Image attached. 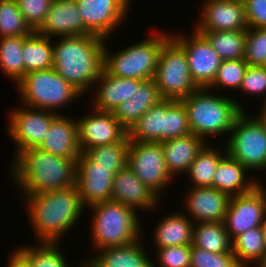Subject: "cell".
<instances>
[{"mask_svg":"<svg viewBox=\"0 0 266 267\" xmlns=\"http://www.w3.org/2000/svg\"><path fill=\"white\" fill-rule=\"evenodd\" d=\"M239 89L243 94L252 96L262 94L261 99L266 101V67L248 66Z\"/></svg>","mask_w":266,"mask_h":267,"instance_id":"obj_44","label":"cell"},{"mask_svg":"<svg viewBox=\"0 0 266 267\" xmlns=\"http://www.w3.org/2000/svg\"><path fill=\"white\" fill-rule=\"evenodd\" d=\"M188 188L183 206L194 223L224 221L231 198L229 194L212 187Z\"/></svg>","mask_w":266,"mask_h":267,"instance_id":"obj_18","label":"cell"},{"mask_svg":"<svg viewBox=\"0 0 266 267\" xmlns=\"http://www.w3.org/2000/svg\"><path fill=\"white\" fill-rule=\"evenodd\" d=\"M92 212L93 250L129 245L142 238L138 211L116 201H103L89 207ZM141 236V237H140Z\"/></svg>","mask_w":266,"mask_h":267,"instance_id":"obj_5","label":"cell"},{"mask_svg":"<svg viewBox=\"0 0 266 267\" xmlns=\"http://www.w3.org/2000/svg\"><path fill=\"white\" fill-rule=\"evenodd\" d=\"M127 165L159 199L172 183L173 177L166 167L164 150L160 142L130 141Z\"/></svg>","mask_w":266,"mask_h":267,"instance_id":"obj_10","label":"cell"},{"mask_svg":"<svg viewBox=\"0 0 266 267\" xmlns=\"http://www.w3.org/2000/svg\"><path fill=\"white\" fill-rule=\"evenodd\" d=\"M37 32L47 37L84 35L83 19L76 1L54 0Z\"/></svg>","mask_w":266,"mask_h":267,"instance_id":"obj_20","label":"cell"},{"mask_svg":"<svg viewBox=\"0 0 266 267\" xmlns=\"http://www.w3.org/2000/svg\"><path fill=\"white\" fill-rule=\"evenodd\" d=\"M153 80L163 99L182 100L198 89L184 49L171 36L160 50Z\"/></svg>","mask_w":266,"mask_h":267,"instance_id":"obj_9","label":"cell"},{"mask_svg":"<svg viewBox=\"0 0 266 267\" xmlns=\"http://www.w3.org/2000/svg\"><path fill=\"white\" fill-rule=\"evenodd\" d=\"M191 267H242L232 250L225 253H212L191 244Z\"/></svg>","mask_w":266,"mask_h":267,"instance_id":"obj_41","label":"cell"},{"mask_svg":"<svg viewBox=\"0 0 266 267\" xmlns=\"http://www.w3.org/2000/svg\"><path fill=\"white\" fill-rule=\"evenodd\" d=\"M75 1L83 19L84 35L92 34L106 40L124 22L131 7L129 0Z\"/></svg>","mask_w":266,"mask_h":267,"instance_id":"obj_14","label":"cell"},{"mask_svg":"<svg viewBox=\"0 0 266 267\" xmlns=\"http://www.w3.org/2000/svg\"><path fill=\"white\" fill-rule=\"evenodd\" d=\"M142 238L125 245L107 247L96 251V255L88 258L92 267H153L151 257L142 248ZM140 243V244H139Z\"/></svg>","mask_w":266,"mask_h":267,"instance_id":"obj_25","label":"cell"},{"mask_svg":"<svg viewBox=\"0 0 266 267\" xmlns=\"http://www.w3.org/2000/svg\"><path fill=\"white\" fill-rule=\"evenodd\" d=\"M247 172L249 171L239 161L226 154L217 166L213 179V188L230 196L248 193L259 185L260 181L252 177L251 179L246 178Z\"/></svg>","mask_w":266,"mask_h":267,"instance_id":"obj_26","label":"cell"},{"mask_svg":"<svg viewBox=\"0 0 266 267\" xmlns=\"http://www.w3.org/2000/svg\"><path fill=\"white\" fill-rule=\"evenodd\" d=\"M162 31L140 40L114 54L104 47L103 69L110 75L120 78L153 79L158 64L160 50L171 36Z\"/></svg>","mask_w":266,"mask_h":267,"instance_id":"obj_6","label":"cell"},{"mask_svg":"<svg viewBox=\"0 0 266 267\" xmlns=\"http://www.w3.org/2000/svg\"><path fill=\"white\" fill-rule=\"evenodd\" d=\"M81 264H82V267H92L86 260H85V262H83Z\"/></svg>","mask_w":266,"mask_h":267,"instance_id":"obj_50","label":"cell"},{"mask_svg":"<svg viewBox=\"0 0 266 267\" xmlns=\"http://www.w3.org/2000/svg\"><path fill=\"white\" fill-rule=\"evenodd\" d=\"M261 227H262V233H263L264 243H265V247H266V216L264 218V221H263Z\"/></svg>","mask_w":266,"mask_h":267,"instance_id":"obj_48","label":"cell"},{"mask_svg":"<svg viewBox=\"0 0 266 267\" xmlns=\"http://www.w3.org/2000/svg\"><path fill=\"white\" fill-rule=\"evenodd\" d=\"M111 200L136 211L139 208L148 211L149 209L155 210L153 208L160 206L158 205L160 199L139 180L128 165L114 175Z\"/></svg>","mask_w":266,"mask_h":267,"instance_id":"obj_19","label":"cell"},{"mask_svg":"<svg viewBox=\"0 0 266 267\" xmlns=\"http://www.w3.org/2000/svg\"><path fill=\"white\" fill-rule=\"evenodd\" d=\"M266 216V189L262 184L252 191L231 196L224 226L232 241L247 230L262 225Z\"/></svg>","mask_w":266,"mask_h":267,"instance_id":"obj_12","label":"cell"},{"mask_svg":"<svg viewBox=\"0 0 266 267\" xmlns=\"http://www.w3.org/2000/svg\"><path fill=\"white\" fill-rule=\"evenodd\" d=\"M17 249L29 260L31 267H69L59 243L37 242Z\"/></svg>","mask_w":266,"mask_h":267,"instance_id":"obj_36","label":"cell"},{"mask_svg":"<svg viewBox=\"0 0 266 267\" xmlns=\"http://www.w3.org/2000/svg\"><path fill=\"white\" fill-rule=\"evenodd\" d=\"M155 249L158 251L156 261L159 260V266L153 262V267H191V244Z\"/></svg>","mask_w":266,"mask_h":267,"instance_id":"obj_43","label":"cell"},{"mask_svg":"<svg viewBox=\"0 0 266 267\" xmlns=\"http://www.w3.org/2000/svg\"><path fill=\"white\" fill-rule=\"evenodd\" d=\"M207 142L194 134L161 142L169 174L173 178L178 174H186Z\"/></svg>","mask_w":266,"mask_h":267,"instance_id":"obj_24","label":"cell"},{"mask_svg":"<svg viewBox=\"0 0 266 267\" xmlns=\"http://www.w3.org/2000/svg\"><path fill=\"white\" fill-rule=\"evenodd\" d=\"M58 113L24 106L12 108L8 115V136L15 143V157L22 151L38 148Z\"/></svg>","mask_w":266,"mask_h":267,"instance_id":"obj_11","label":"cell"},{"mask_svg":"<svg viewBox=\"0 0 266 267\" xmlns=\"http://www.w3.org/2000/svg\"><path fill=\"white\" fill-rule=\"evenodd\" d=\"M113 178L112 167L99 166L81 152L76 160L75 185L85 208L111 200Z\"/></svg>","mask_w":266,"mask_h":267,"instance_id":"obj_15","label":"cell"},{"mask_svg":"<svg viewBox=\"0 0 266 267\" xmlns=\"http://www.w3.org/2000/svg\"><path fill=\"white\" fill-rule=\"evenodd\" d=\"M130 141L163 142V100L144 113L128 130Z\"/></svg>","mask_w":266,"mask_h":267,"instance_id":"obj_33","label":"cell"},{"mask_svg":"<svg viewBox=\"0 0 266 267\" xmlns=\"http://www.w3.org/2000/svg\"><path fill=\"white\" fill-rule=\"evenodd\" d=\"M190 134L184 103L181 100L163 99V142Z\"/></svg>","mask_w":266,"mask_h":267,"instance_id":"obj_35","label":"cell"},{"mask_svg":"<svg viewBox=\"0 0 266 267\" xmlns=\"http://www.w3.org/2000/svg\"><path fill=\"white\" fill-rule=\"evenodd\" d=\"M78 143L81 152L87 149L121 142L128 131L119 123L112 112L93 111L76 119Z\"/></svg>","mask_w":266,"mask_h":267,"instance_id":"obj_16","label":"cell"},{"mask_svg":"<svg viewBox=\"0 0 266 267\" xmlns=\"http://www.w3.org/2000/svg\"><path fill=\"white\" fill-rule=\"evenodd\" d=\"M208 145L210 144H206L199 152L186 173L190 177L188 178L191 180L190 183L192 182L190 187L213 188V179L217 166L227 152L226 148L224 153L220 152L217 147L213 148Z\"/></svg>","mask_w":266,"mask_h":267,"instance_id":"obj_29","label":"cell"},{"mask_svg":"<svg viewBox=\"0 0 266 267\" xmlns=\"http://www.w3.org/2000/svg\"><path fill=\"white\" fill-rule=\"evenodd\" d=\"M106 39L87 34L60 36L53 43V69L82 95L89 92L103 71Z\"/></svg>","mask_w":266,"mask_h":267,"instance_id":"obj_2","label":"cell"},{"mask_svg":"<svg viewBox=\"0 0 266 267\" xmlns=\"http://www.w3.org/2000/svg\"><path fill=\"white\" fill-rule=\"evenodd\" d=\"M23 198L38 242L59 243V239L77 224L85 209L76 185L62 190L25 194Z\"/></svg>","mask_w":266,"mask_h":267,"instance_id":"obj_1","label":"cell"},{"mask_svg":"<svg viewBox=\"0 0 266 267\" xmlns=\"http://www.w3.org/2000/svg\"><path fill=\"white\" fill-rule=\"evenodd\" d=\"M54 0H15L26 23L33 31H37L46 19Z\"/></svg>","mask_w":266,"mask_h":267,"instance_id":"obj_42","label":"cell"},{"mask_svg":"<svg viewBox=\"0 0 266 267\" xmlns=\"http://www.w3.org/2000/svg\"><path fill=\"white\" fill-rule=\"evenodd\" d=\"M142 79L120 78L108 74L104 69L94 82L97 89L93 96V108L101 112H113L122 102L130 99L137 91ZM96 85H98L97 88ZM100 86V87H99Z\"/></svg>","mask_w":266,"mask_h":267,"instance_id":"obj_21","label":"cell"},{"mask_svg":"<svg viewBox=\"0 0 266 267\" xmlns=\"http://www.w3.org/2000/svg\"><path fill=\"white\" fill-rule=\"evenodd\" d=\"M192 244L212 253L232 250V242L223 222L194 223Z\"/></svg>","mask_w":266,"mask_h":267,"instance_id":"obj_30","label":"cell"},{"mask_svg":"<svg viewBox=\"0 0 266 267\" xmlns=\"http://www.w3.org/2000/svg\"><path fill=\"white\" fill-rule=\"evenodd\" d=\"M210 91L208 88H198L181 100L187 111L191 134L205 141L209 136L229 135L235 120L245 111L238 101Z\"/></svg>","mask_w":266,"mask_h":267,"instance_id":"obj_4","label":"cell"},{"mask_svg":"<svg viewBox=\"0 0 266 267\" xmlns=\"http://www.w3.org/2000/svg\"><path fill=\"white\" fill-rule=\"evenodd\" d=\"M46 134L44 141L38 147L42 151L66 159H77L81 154L76 118L59 114L52 121Z\"/></svg>","mask_w":266,"mask_h":267,"instance_id":"obj_22","label":"cell"},{"mask_svg":"<svg viewBox=\"0 0 266 267\" xmlns=\"http://www.w3.org/2000/svg\"><path fill=\"white\" fill-rule=\"evenodd\" d=\"M243 111L235 120L226 141L229 156L249 172L266 169V123L257 115Z\"/></svg>","mask_w":266,"mask_h":267,"instance_id":"obj_8","label":"cell"},{"mask_svg":"<svg viewBox=\"0 0 266 267\" xmlns=\"http://www.w3.org/2000/svg\"><path fill=\"white\" fill-rule=\"evenodd\" d=\"M10 255L7 267H31L29 260L18 249Z\"/></svg>","mask_w":266,"mask_h":267,"instance_id":"obj_46","label":"cell"},{"mask_svg":"<svg viewBox=\"0 0 266 267\" xmlns=\"http://www.w3.org/2000/svg\"><path fill=\"white\" fill-rule=\"evenodd\" d=\"M248 66L266 64V28L248 27L243 58Z\"/></svg>","mask_w":266,"mask_h":267,"instance_id":"obj_40","label":"cell"},{"mask_svg":"<svg viewBox=\"0 0 266 267\" xmlns=\"http://www.w3.org/2000/svg\"><path fill=\"white\" fill-rule=\"evenodd\" d=\"M194 222L187 213H169L157 223L153 239L156 248L190 245L193 243Z\"/></svg>","mask_w":266,"mask_h":267,"instance_id":"obj_27","label":"cell"},{"mask_svg":"<svg viewBox=\"0 0 266 267\" xmlns=\"http://www.w3.org/2000/svg\"><path fill=\"white\" fill-rule=\"evenodd\" d=\"M256 267H266V252L264 253L262 259L256 264Z\"/></svg>","mask_w":266,"mask_h":267,"instance_id":"obj_49","label":"cell"},{"mask_svg":"<svg viewBox=\"0 0 266 267\" xmlns=\"http://www.w3.org/2000/svg\"><path fill=\"white\" fill-rule=\"evenodd\" d=\"M23 36L0 38V70L17 84L24 77Z\"/></svg>","mask_w":266,"mask_h":267,"instance_id":"obj_34","label":"cell"},{"mask_svg":"<svg viewBox=\"0 0 266 267\" xmlns=\"http://www.w3.org/2000/svg\"><path fill=\"white\" fill-rule=\"evenodd\" d=\"M171 34V37L184 49L192 80L198 88H208L222 63L221 57L212 48L208 40L200 33Z\"/></svg>","mask_w":266,"mask_h":267,"instance_id":"obj_13","label":"cell"},{"mask_svg":"<svg viewBox=\"0 0 266 267\" xmlns=\"http://www.w3.org/2000/svg\"><path fill=\"white\" fill-rule=\"evenodd\" d=\"M231 242L232 252L242 267H250V263L255 266L266 252L261 226L247 230Z\"/></svg>","mask_w":266,"mask_h":267,"instance_id":"obj_31","label":"cell"},{"mask_svg":"<svg viewBox=\"0 0 266 267\" xmlns=\"http://www.w3.org/2000/svg\"><path fill=\"white\" fill-rule=\"evenodd\" d=\"M247 67L248 64L244 59L223 60L208 89L212 90L214 88V90H217L220 87L239 89Z\"/></svg>","mask_w":266,"mask_h":267,"instance_id":"obj_39","label":"cell"},{"mask_svg":"<svg viewBox=\"0 0 266 267\" xmlns=\"http://www.w3.org/2000/svg\"><path fill=\"white\" fill-rule=\"evenodd\" d=\"M261 104L263 108L260 111L261 113H258V116L266 123V101H263Z\"/></svg>","mask_w":266,"mask_h":267,"instance_id":"obj_47","label":"cell"},{"mask_svg":"<svg viewBox=\"0 0 266 267\" xmlns=\"http://www.w3.org/2000/svg\"><path fill=\"white\" fill-rule=\"evenodd\" d=\"M248 27L266 28V0H245Z\"/></svg>","mask_w":266,"mask_h":267,"instance_id":"obj_45","label":"cell"},{"mask_svg":"<svg viewBox=\"0 0 266 267\" xmlns=\"http://www.w3.org/2000/svg\"><path fill=\"white\" fill-rule=\"evenodd\" d=\"M202 34L222 60L244 58L246 31H196Z\"/></svg>","mask_w":266,"mask_h":267,"instance_id":"obj_32","label":"cell"},{"mask_svg":"<svg viewBox=\"0 0 266 267\" xmlns=\"http://www.w3.org/2000/svg\"><path fill=\"white\" fill-rule=\"evenodd\" d=\"M32 32L15 0H0V38L27 36Z\"/></svg>","mask_w":266,"mask_h":267,"instance_id":"obj_38","label":"cell"},{"mask_svg":"<svg viewBox=\"0 0 266 267\" xmlns=\"http://www.w3.org/2000/svg\"><path fill=\"white\" fill-rule=\"evenodd\" d=\"M76 160L30 148L13 158L10 174L23 196L62 190L75 186Z\"/></svg>","mask_w":266,"mask_h":267,"instance_id":"obj_3","label":"cell"},{"mask_svg":"<svg viewBox=\"0 0 266 267\" xmlns=\"http://www.w3.org/2000/svg\"><path fill=\"white\" fill-rule=\"evenodd\" d=\"M52 38L44 36L37 31L23 36L22 57L24 75L31 71L53 68Z\"/></svg>","mask_w":266,"mask_h":267,"instance_id":"obj_28","label":"cell"},{"mask_svg":"<svg viewBox=\"0 0 266 267\" xmlns=\"http://www.w3.org/2000/svg\"><path fill=\"white\" fill-rule=\"evenodd\" d=\"M202 11V12H201ZM195 31H246L244 2L238 0H205Z\"/></svg>","mask_w":266,"mask_h":267,"instance_id":"obj_17","label":"cell"},{"mask_svg":"<svg viewBox=\"0 0 266 267\" xmlns=\"http://www.w3.org/2000/svg\"><path fill=\"white\" fill-rule=\"evenodd\" d=\"M161 100L163 97L154 80H143L134 95L122 102L112 113L128 131L144 113Z\"/></svg>","mask_w":266,"mask_h":267,"instance_id":"obj_23","label":"cell"},{"mask_svg":"<svg viewBox=\"0 0 266 267\" xmlns=\"http://www.w3.org/2000/svg\"><path fill=\"white\" fill-rule=\"evenodd\" d=\"M129 145L130 139L127 135L121 142L96 146L87 149L85 153L99 166L112 167V173L115 175L127 165Z\"/></svg>","mask_w":266,"mask_h":267,"instance_id":"obj_37","label":"cell"},{"mask_svg":"<svg viewBox=\"0 0 266 267\" xmlns=\"http://www.w3.org/2000/svg\"><path fill=\"white\" fill-rule=\"evenodd\" d=\"M16 85L23 106L55 113L84 96L53 68L28 72Z\"/></svg>","mask_w":266,"mask_h":267,"instance_id":"obj_7","label":"cell"}]
</instances>
